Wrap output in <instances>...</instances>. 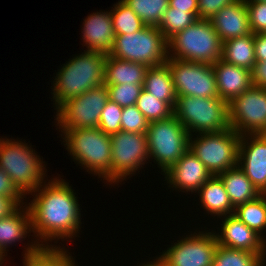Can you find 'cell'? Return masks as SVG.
<instances>
[{"label": "cell", "mask_w": 266, "mask_h": 266, "mask_svg": "<svg viewBox=\"0 0 266 266\" xmlns=\"http://www.w3.org/2000/svg\"><path fill=\"white\" fill-rule=\"evenodd\" d=\"M111 137V184L116 185L127 176L135 175L149 160L146 133L119 131Z\"/></svg>", "instance_id": "10"}, {"label": "cell", "mask_w": 266, "mask_h": 266, "mask_svg": "<svg viewBox=\"0 0 266 266\" xmlns=\"http://www.w3.org/2000/svg\"><path fill=\"white\" fill-rule=\"evenodd\" d=\"M26 246L23 266H77L65 248H41L36 241Z\"/></svg>", "instance_id": "26"}, {"label": "cell", "mask_w": 266, "mask_h": 266, "mask_svg": "<svg viewBox=\"0 0 266 266\" xmlns=\"http://www.w3.org/2000/svg\"><path fill=\"white\" fill-rule=\"evenodd\" d=\"M149 159L166 173L189 149L190 134L173 114L151 122L146 132Z\"/></svg>", "instance_id": "8"}, {"label": "cell", "mask_w": 266, "mask_h": 266, "mask_svg": "<svg viewBox=\"0 0 266 266\" xmlns=\"http://www.w3.org/2000/svg\"><path fill=\"white\" fill-rule=\"evenodd\" d=\"M254 48L256 62H262L266 56V33L254 34Z\"/></svg>", "instance_id": "41"}, {"label": "cell", "mask_w": 266, "mask_h": 266, "mask_svg": "<svg viewBox=\"0 0 266 266\" xmlns=\"http://www.w3.org/2000/svg\"><path fill=\"white\" fill-rule=\"evenodd\" d=\"M65 181L61 177H55L29 193L35 196L26 205L31 215L34 238L36 237V242L41 248H65L52 245L50 242L55 240L54 243L57 244L59 239H73L81 229L79 200L72 187Z\"/></svg>", "instance_id": "1"}, {"label": "cell", "mask_w": 266, "mask_h": 266, "mask_svg": "<svg viewBox=\"0 0 266 266\" xmlns=\"http://www.w3.org/2000/svg\"><path fill=\"white\" fill-rule=\"evenodd\" d=\"M83 20L81 33L84 46L87 50L109 55L115 41L111 11L93 12Z\"/></svg>", "instance_id": "18"}, {"label": "cell", "mask_w": 266, "mask_h": 266, "mask_svg": "<svg viewBox=\"0 0 266 266\" xmlns=\"http://www.w3.org/2000/svg\"><path fill=\"white\" fill-rule=\"evenodd\" d=\"M143 89L158 100L166 102L174 110L177 95L167 62L147 69Z\"/></svg>", "instance_id": "24"}, {"label": "cell", "mask_w": 266, "mask_h": 266, "mask_svg": "<svg viewBox=\"0 0 266 266\" xmlns=\"http://www.w3.org/2000/svg\"><path fill=\"white\" fill-rule=\"evenodd\" d=\"M148 68L146 64L125 61L107 55L104 84L121 85L126 83L128 85H144L145 74Z\"/></svg>", "instance_id": "22"}, {"label": "cell", "mask_w": 266, "mask_h": 266, "mask_svg": "<svg viewBox=\"0 0 266 266\" xmlns=\"http://www.w3.org/2000/svg\"><path fill=\"white\" fill-rule=\"evenodd\" d=\"M221 59L226 63L251 71L256 63L254 34L224 41Z\"/></svg>", "instance_id": "27"}, {"label": "cell", "mask_w": 266, "mask_h": 266, "mask_svg": "<svg viewBox=\"0 0 266 266\" xmlns=\"http://www.w3.org/2000/svg\"><path fill=\"white\" fill-rule=\"evenodd\" d=\"M136 106L149 123L167 119L174 111L166 102L158 100L144 89L137 99Z\"/></svg>", "instance_id": "33"}, {"label": "cell", "mask_w": 266, "mask_h": 266, "mask_svg": "<svg viewBox=\"0 0 266 266\" xmlns=\"http://www.w3.org/2000/svg\"><path fill=\"white\" fill-rule=\"evenodd\" d=\"M171 188L182 192L196 193L212 176L205 165L189 149L164 174ZM185 190V191H184Z\"/></svg>", "instance_id": "17"}, {"label": "cell", "mask_w": 266, "mask_h": 266, "mask_svg": "<svg viewBox=\"0 0 266 266\" xmlns=\"http://www.w3.org/2000/svg\"><path fill=\"white\" fill-rule=\"evenodd\" d=\"M254 1H260V2L266 3V0H254Z\"/></svg>", "instance_id": "46"}, {"label": "cell", "mask_w": 266, "mask_h": 266, "mask_svg": "<svg viewBox=\"0 0 266 266\" xmlns=\"http://www.w3.org/2000/svg\"><path fill=\"white\" fill-rule=\"evenodd\" d=\"M219 219H222L221 232L214 231L218 245L257 253L266 261V241L259 234L233 214Z\"/></svg>", "instance_id": "16"}, {"label": "cell", "mask_w": 266, "mask_h": 266, "mask_svg": "<svg viewBox=\"0 0 266 266\" xmlns=\"http://www.w3.org/2000/svg\"><path fill=\"white\" fill-rule=\"evenodd\" d=\"M0 196L12 198L19 206L24 204L25 195L15 186L8 174L0 168Z\"/></svg>", "instance_id": "38"}, {"label": "cell", "mask_w": 266, "mask_h": 266, "mask_svg": "<svg viewBox=\"0 0 266 266\" xmlns=\"http://www.w3.org/2000/svg\"><path fill=\"white\" fill-rule=\"evenodd\" d=\"M18 207L12 198L0 196V219L12 214Z\"/></svg>", "instance_id": "43"}, {"label": "cell", "mask_w": 266, "mask_h": 266, "mask_svg": "<svg viewBox=\"0 0 266 266\" xmlns=\"http://www.w3.org/2000/svg\"><path fill=\"white\" fill-rule=\"evenodd\" d=\"M177 96L218 98L212 65L167 58Z\"/></svg>", "instance_id": "12"}, {"label": "cell", "mask_w": 266, "mask_h": 266, "mask_svg": "<svg viewBox=\"0 0 266 266\" xmlns=\"http://www.w3.org/2000/svg\"><path fill=\"white\" fill-rule=\"evenodd\" d=\"M245 2L252 33H266V3L254 0H245Z\"/></svg>", "instance_id": "37"}, {"label": "cell", "mask_w": 266, "mask_h": 266, "mask_svg": "<svg viewBox=\"0 0 266 266\" xmlns=\"http://www.w3.org/2000/svg\"><path fill=\"white\" fill-rule=\"evenodd\" d=\"M189 138V150L212 176L238 166L240 137L231 127L223 132L199 133Z\"/></svg>", "instance_id": "9"}, {"label": "cell", "mask_w": 266, "mask_h": 266, "mask_svg": "<svg viewBox=\"0 0 266 266\" xmlns=\"http://www.w3.org/2000/svg\"><path fill=\"white\" fill-rule=\"evenodd\" d=\"M5 138H0V168L24 195H29L47 182L45 162L31 148L32 145Z\"/></svg>", "instance_id": "5"}, {"label": "cell", "mask_w": 266, "mask_h": 266, "mask_svg": "<svg viewBox=\"0 0 266 266\" xmlns=\"http://www.w3.org/2000/svg\"><path fill=\"white\" fill-rule=\"evenodd\" d=\"M149 122L136 105L123 107L121 131L146 133Z\"/></svg>", "instance_id": "36"}, {"label": "cell", "mask_w": 266, "mask_h": 266, "mask_svg": "<svg viewBox=\"0 0 266 266\" xmlns=\"http://www.w3.org/2000/svg\"><path fill=\"white\" fill-rule=\"evenodd\" d=\"M197 193L201 206L208 215L220 218L234 213V207L229 200L223 182L218 176H211Z\"/></svg>", "instance_id": "23"}, {"label": "cell", "mask_w": 266, "mask_h": 266, "mask_svg": "<svg viewBox=\"0 0 266 266\" xmlns=\"http://www.w3.org/2000/svg\"><path fill=\"white\" fill-rule=\"evenodd\" d=\"M73 161L111 184V137L99 128L60 129ZM90 170V171H89Z\"/></svg>", "instance_id": "3"}, {"label": "cell", "mask_w": 266, "mask_h": 266, "mask_svg": "<svg viewBox=\"0 0 266 266\" xmlns=\"http://www.w3.org/2000/svg\"><path fill=\"white\" fill-rule=\"evenodd\" d=\"M169 6L175 10H185V12H198V0H169Z\"/></svg>", "instance_id": "42"}, {"label": "cell", "mask_w": 266, "mask_h": 266, "mask_svg": "<svg viewBox=\"0 0 266 266\" xmlns=\"http://www.w3.org/2000/svg\"><path fill=\"white\" fill-rule=\"evenodd\" d=\"M210 20L223 42L252 33L245 0H236L225 6Z\"/></svg>", "instance_id": "19"}, {"label": "cell", "mask_w": 266, "mask_h": 266, "mask_svg": "<svg viewBox=\"0 0 266 266\" xmlns=\"http://www.w3.org/2000/svg\"><path fill=\"white\" fill-rule=\"evenodd\" d=\"M233 215L266 241L264 235L266 232V194H261L254 200L237 205Z\"/></svg>", "instance_id": "28"}, {"label": "cell", "mask_w": 266, "mask_h": 266, "mask_svg": "<svg viewBox=\"0 0 266 266\" xmlns=\"http://www.w3.org/2000/svg\"><path fill=\"white\" fill-rule=\"evenodd\" d=\"M20 205L12 214L0 219V251L7 256V248L25 240L31 234L32 223L28 206ZM22 207V208H21Z\"/></svg>", "instance_id": "21"}, {"label": "cell", "mask_w": 266, "mask_h": 266, "mask_svg": "<svg viewBox=\"0 0 266 266\" xmlns=\"http://www.w3.org/2000/svg\"><path fill=\"white\" fill-rule=\"evenodd\" d=\"M222 48L211 20L198 19L168 40V58L212 65L221 59Z\"/></svg>", "instance_id": "4"}, {"label": "cell", "mask_w": 266, "mask_h": 266, "mask_svg": "<svg viewBox=\"0 0 266 266\" xmlns=\"http://www.w3.org/2000/svg\"><path fill=\"white\" fill-rule=\"evenodd\" d=\"M217 176L223 182L229 200L234 208L237 205L254 200L261 195L239 166L221 172Z\"/></svg>", "instance_id": "25"}, {"label": "cell", "mask_w": 266, "mask_h": 266, "mask_svg": "<svg viewBox=\"0 0 266 266\" xmlns=\"http://www.w3.org/2000/svg\"><path fill=\"white\" fill-rule=\"evenodd\" d=\"M109 100L105 84L89 89L64 103L56 111L57 128H98L101 112Z\"/></svg>", "instance_id": "11"}, {"label": "cell", "mask_w": 266, "mask_h": 266, "mask_svg": "<svg viewBox=\"0 0 266 266\" xmlns=\"http://www.w3.org/2000/svg\"><path fill=\"white\" fill-rule=\"evenodd\" d=\"M251 81L254 87L266 88V56L262 62H256L251 69Z\"/></svg>", "instance_id": "40"}, {"label": "cell", "mask_w": 266, "mask_h": 266, "mask_svg": "<svg viewBox=\"0 0 266 266\" xmlns=\"http://www.w3.org/2000/svg\"><path fill=\"white\" fill-rule=\"evenodd\" d=\"M144 22L145 25L158 26L169 7V0H122Z\"/></svg>", "instance_id": "30"}, {"label": "cell", "mask_w": 266, "mask_h": 266, "mask_svg": "<svg viewBox=\"0 0 266 266\" xmlns=\"http://www.w3.org/2000/svg\"><path fill=\"white\" fill-rule=\"evenodd\" d=\"M111 17L115 35L130 34L143 29L146 25L122 0L113 5Z\"/></svg>", "instance_id": "31"}, {"label": "cell", "mask_w": 266, "mask_h": 266, "mask_svg": "<svg viewBox=\"0 0 266 266\" xmlns=\"http://www.w3.org/2000/svg\"><path fill=\"white\" fill-rule=\"evenodd\" d=\"M173 114L190 135L223 132L230 128L228 103L219 97L177 96Z\"/></svg>", "instance_id": "6"}, {"label": "cell", "mask_w": 266, "mask_h": 266, "mask_svg": "<svg viewBox=\"0 0 266 266\" xmlns=\"http://www.w3.org/2000/svg\"><path fill=\"white\" fill-rule=\"evenodd\" d=\"M109 99L121 107L136 105L137 99L143 90V85L121 84L106 85Z\"/></svg>", "instance_id": "35"}, {"label": "cell", "mask_w": 266, "mask_h": 266, "mask_svg": "<svg viewBox=\"0 0 266 266\" xmlns=\"http://www.w3.org/2000/svg\"><path fill=\"white\" fill-rule=\"evenodd\" d=\"M238 166L257 190L261 194H266V135L264 133L241 135Z\"/></svg>", "instance_id": "15"}, {"label": "cell", "mask_w": 266, "mask_h": 266, "mask_svg": "<svg viewBox=\"0 0 266 266\" xmlns=\"http://www.w3.org/2000/svg\"><path fill=\"white\" fill-rule=\"evenodd\" d=\"M109 55L148 67L162 65L168 58V40L157 26L146 25L130 34L115 35Z\"/></svg>", "instance_id": "7"}, {"label": "cell", "mask_w": 266, "mask_h": 266, "mask_svg": "<svg viewBox=\"0 0 266 266\" xmlns=\"http://www.w3.org/2000/svg\"><path fill=\"white\" fill-rule=\"evenodd\" d=\"M236 0H198V19L210 20L217 12Z\"/></svg>", "instance_id": "39"}, {"label": "cell", "mask_w": 266, "mask_h": 266, "mask_svg": "<svg viewBox=\"0 0 266 266\" xmlns=\"http://www.w3.org/2000/svg\"><path fill=\"white\" fill-rule=\"evenodd\" d=\"M138 266H165L157 257L156 259H153V261L144 262L141 265Z\"/></svg>", "instance_id": "44"}, {"label": "cell", "mask_w": 266, "mask_h": 266, "mask_svg": "<svg viewBox=\"0 0 266 266\" xmlns=\"http://www.w3.org/2000/svg\"><path fill=\"white\" fill-rule=\"evenodd\" d=\"M5 255L1 253L0 251V266H3L4 262L6 261Z\"/></svg>", "instance_id": "45"}, {"label": "cell", "mask_w": 266, "mask_h": 266, "mask_svg": "<svg viewBox=\"0 0 266 266\" xmlns=\"http://www.w3.org/2000/svg\"><path fill=\"white\" fill-rule=\"evenodd\" d=\"M219 98L229 103L252 87L251 71L219 59L212 64Z\"/></svg>", "instance_id": "20"}, {"label": "cell", "mask_w": 266, "mask_h": 266, "mask_svg": "<svg viewBox=\"0 0 266 266\" xmlns=\"http://www.w3.org/2000/svg\"><path fill=\"white\" fill-rule=\"evenodd\" d=\"M198 20V12H185L168 7L157 26L167 40Z\"/></svg>", "instance_id": "32"}, {"label": "cell", "mask_w": 266, "mask_h": 266, "mask_svg": "<svg viewBox=\"0 0 266 266\" xmlns=\"http://www.w3.org/2000/svg\"><path fill=\"white\" fill-rule=\"evenodd\" d=\"M265 263L257 253L218 245L213 266H263Z\"/></svg>", "instance_id": "29"}, {"label": "cell", "mask_w": 266, "mask_h": 266, "mask_svg": "<svg viewBox=\"0 0 266 266\" xmlns=\"http://www.w3.org/2000/svg\"><path fill=\"white\" fill-rule=\"evenodd\" d=\"M218 247L214 231H197L182 236L157 257L165 266H213Z\"/></svg>", "instance_id": "13"}, {"label": "cell", "mask_w": 266, "mask_h": 266, "mask_svg": "<svg viewBox=\"0 0 266 266\" xmlns=\"http://www.w3.org/2000/svg\"><path fill=\"white\" fill-rule=\"evenodd\" d=\"M122 111L123 107L109 99L101 112L98 128L108 135L121 131Z\"/></svg>", "instance_id": "34"}, {"label": "cell", "mask_w": 266, "mask_h": 266, "mask_svg": "<svg viewBox=\"0 0 266 266\" xmlns=\"http://www.w3.org/2000/svg\"><path fill=\"white\" fill-rule=\"evenodd\" d=\"M230 127L239 135L266 132V88L250 87L228 103Z\"/></svg>", "instance_id": "14"}, {"label": "cell", "mask_w": 266, "mask_h": 266, "mask_svg": "<svg viewBox=\"0 0 266 266\" xmlns=\"http://www.w3.org/2000/svg\"><path fill=\"white\" fill-rule=\"evenodd\" d=\"M106 57L99 51L84 50L63 64L51 88L56 111L68 100L104 84Z\"/></svg>", "instance_id": "2"}]
</instances>
